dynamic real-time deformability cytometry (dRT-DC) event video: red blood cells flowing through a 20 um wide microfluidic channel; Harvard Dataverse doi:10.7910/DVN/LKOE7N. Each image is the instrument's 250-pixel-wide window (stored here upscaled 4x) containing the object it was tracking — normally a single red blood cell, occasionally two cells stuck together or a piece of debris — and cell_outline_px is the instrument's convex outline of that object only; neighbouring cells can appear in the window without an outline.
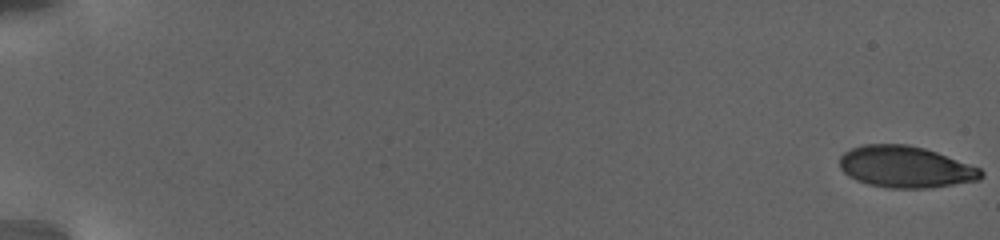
{"species": "human", "species_latin": "Homo sapiens", "temperature_condition": "warm", "stored_images_in_passage": 70, "camera_frame_rate_fps": 3000, "um_per_image_px": 0.085, "donor": {"sex": "female"}, "frame": {"image": 1, "passage_image": 1, "time_ms": 0.0, "image_size_px": [1000, 240], "cell_outline_px": [[984, 176], [980, 180], [928, 188], [892, 188], [868, 184], [856, 180], [848, 176], [840, 168], [840, 156], [844, 152], [852, 148], [864, 144], [904, 144], [924, 148], [936, 152], [980, 168], [984, 172]], "centroid_in_image_um": [76.96, 14.19], "position_along_channel_um": 8.0, "area_um2": 34.16}}
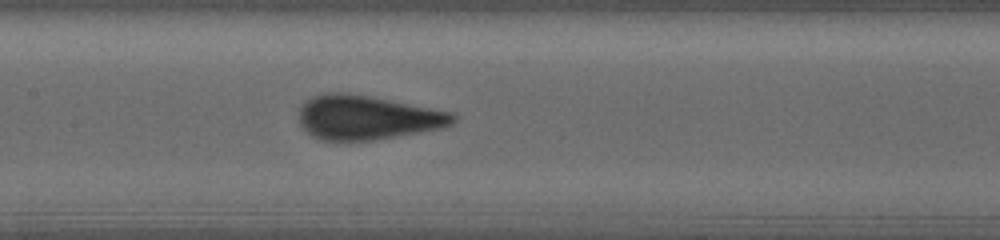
{"frame": {"image": 2, "passage_image": 39, "time_ms": 13.333, "image_size_px": [1000, 240], "cell_outline_px": [[456, 120], [452, 124], [440, 128], [396, 136], [348, 144], [320, 140], [312, 136], [300, 124], [300, 108], [312, 96], [324, 92], [348, 92], [452, 112], [456, 116]], "centroid_in_image_um": [31.16, 10.01], "position_along_channel_um": 176.2, "area_um2": 40.06}}
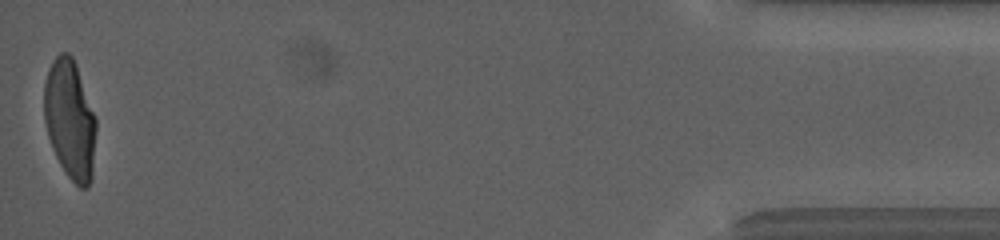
{"frame": {"image": 3, "passage_image": 70, "time_ms": 25.333, "image_size_px": [1000, 240], "cell_outline_px": [[96, 132], [92, 176], [88, 188], [80, 188], [68, 176], [60, 164], [52, 148], [48, 136], [44, 120], [44, 84], [48, 68], [56, 56], [60, 52], [68, 52], [72, 56], [76, 64], [96, 120]], "centroid_in_image_um": [5.94, 10.16], "position_along_channel_um": 429.3, "area_um2": 36.07}, "authors_computed_cell_mechanics": {"area_um2": 36.7319, "velocity_mm_per_s": 2.78, "shape_relaxation_time_tau1_ms": 7.315, "shape_relaxation_time_tau2_ms": null, "deformation_change_tau1": 0.2462, "deformation_change_tau2": null}}